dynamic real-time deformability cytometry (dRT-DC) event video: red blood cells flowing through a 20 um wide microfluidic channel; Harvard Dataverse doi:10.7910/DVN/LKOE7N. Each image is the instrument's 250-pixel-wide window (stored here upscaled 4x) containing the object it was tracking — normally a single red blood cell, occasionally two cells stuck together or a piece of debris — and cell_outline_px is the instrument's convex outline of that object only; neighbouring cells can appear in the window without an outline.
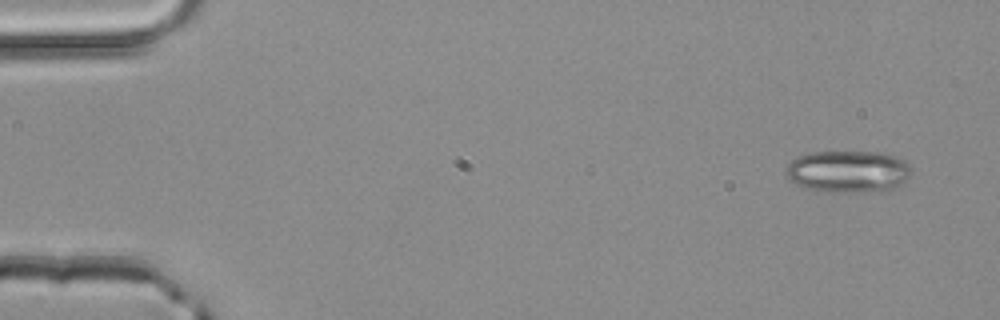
{"species": "common noctule bat (a hibernating species)", "species_latin": "Nyctalus noctula", "temperature_condition": "room temperature", "stored_images_in_passage": 3, "camera_frame_rate_fps": 3000, "um_per_image_px": 0.085, "animal": {"sex": "male", "body_mass_g": 20.4}, "frame": {"image": 1, "passage_image": 1, "time_ms": 0.0, "image_size_px": [1000, 320], "cell_outline_px": [[912, 168], [908, 180], [896, 188], [848, 192], [824, 192], [804, 188], [796, 184], [784, 172], [784, 168], [796, 156], [808, 152], [880, 152], [896, 156], [904, 160]], "centroid_in_image_um": [72.07, 14.56], "position_along_channel_um": 12.9, "area_um2": 30.92}}